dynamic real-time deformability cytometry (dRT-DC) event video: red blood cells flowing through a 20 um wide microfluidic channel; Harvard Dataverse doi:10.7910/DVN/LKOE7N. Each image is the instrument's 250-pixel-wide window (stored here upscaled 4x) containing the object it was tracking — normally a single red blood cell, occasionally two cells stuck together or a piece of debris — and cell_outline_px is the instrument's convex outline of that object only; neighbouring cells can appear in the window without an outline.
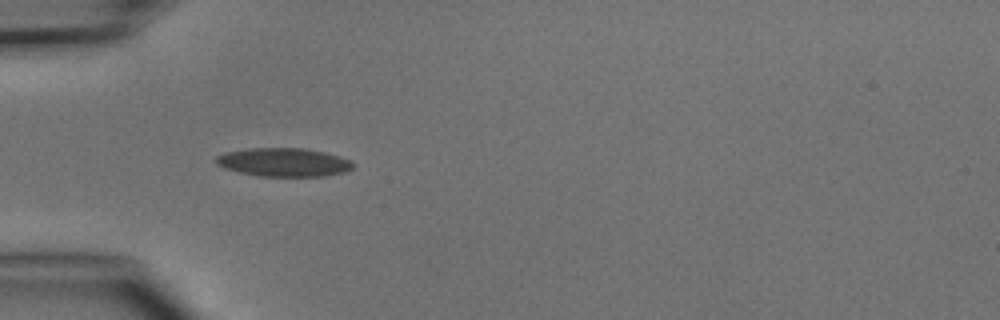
{"species": "common noctule bat (a hibernating species)", "species_latin": "Nyctalus noctula", "temperature_condition": "cold", "stored_images_in_passage": 5, "camera_frame_rate_fps": 3000, "um_per_image_px": 0.085, "animal": {"sex": "male", "body_mass_g": 15.6}, "frame": {"image": 1, "passage_image": 4, "time_ms": 4.333, "image_size_px": [1000, 320], "cell_outline_px": [[352, 168], [344, 172], [324, 176], [260, 176], [240, 172], [224, 168], [216, 164], [216, 156], [224, 152], [248, 148], [304, 148], [324, 152], [352, 160]], "centroid_in_image_um": [24.09, 13.78], "position_along_channel_um": 60.9, "area_um2": 22.72}}